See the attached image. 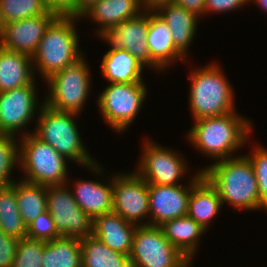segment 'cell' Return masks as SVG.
Listing matches in <instances>:
<instances>
[{"label": "cell", "instance_id": "1", "mask_svg": "<svg viewBox=\"0 0 267 267\" xmlns=\"http://www.w3.org/2000/svg\"><path fill=\"white\" fill-rule=\"evenodd\" d=\"M222 201L238 210H260L258 182L247 155H238L201 169Z\"/></svg>", "mask_w": 267, "mask_h": 267}, {"label": "cell", "instance_id": "2", "mask_svg": "<svg viewBox=\"0 0 267 267\" xmlns=\"http://www.w3.org/2000/svg\"><path fill=\"white\" fill-rule=\"evenodd\" d=\"M194 122L195 125L187 133L189 143L217 161L232 157L234 152L245 146L253 128L251 121L236 111L222 116L200 118Z\"/></svg>", "mask_w": 267, "mask_h": 267}, {"label": "cell", "instance_id": "3", "mask_svg": "<svg viewBox=\"0 0 267 267\" xmlns=\"http://www.w3.org/2000/svg\"><path fill=\"white\" fill-rule=\"evenodd\" d=\"M37 126L30 131L41 141L51 145L59 154L68 160L84 165L93 172L101 174L102 166L88 153L81 140L74 117L81 114L75 112L56 111L41 102Z\"/></svg>", "mask_w": 267, "mask_h": 267}, {"label": "cell", "instance_id": "4", "mask_svg": "<svg viewBox=\"0 0 267 267\" xmlns=\"http://www.w3.org/2000/svg\"><path fill=\"white\" fill-rule=\"evenodd\" d=\"M77 20L78 17L59 15L49 25L32 56L34 73L37 69L38 74L47 80L83 57L74 23Z\"/></svg>", "mask_w": 267, "mask_h": 267}, {"label": "cell", "instance_id": "5", "mask_svg": "<svg viewBox=\"0 0 267 267\" xmlns=\"http://www.w3.org/2000/svg\"><path fill=\"white\" fill-rule=\"evenodd\" d=\"M220 65L191 70L189 104L194 120L235 112L234 92Z\"/></svg>", "mask_w": 267, "mask_h": 267}, {"label": "cell", "instance_id": "6", "mask_svg": "<svg viewBox=\"0 0 267 267\" xmlns=\"http://www.w3.org/2000/svg\"><path fill=\"white\" fill-rule=\"evenodd\" d=\"M19 137V166L26 175L23 180L47 187L67 184V158L33 133Z\"/></svg>", "mask_w": 267, "mask_h": 267}, {"label": "cell", "instance_id": "7", "mask_svg": "<svg viewBox=\"0 0 267 267\" xmlns=\"http://www.w3.org/2000/svg\"><path fill=\"white\" fill-rule=\"evenodd\" d=\"M49 93L44 104L56 111L82 112L90 93V70L84 56L55 72L47 80Z\"/></svg>", "mask_w": 267, "mask_h": 267}, {"label": "cell", "instance_id": "8", "mask_svg": "<svg viewBox=\"0 0 267 267\" xmlns=\"http://www.w3.org/2000/svg\"><path fill=\"white\" fill-rule=\"evenodd\" d=\"M131 267H191V262L163 235L159 226H137L131 252Z\"/></svg>", "mask_w": 267, "mask_h": 267}, {"label": "cell", "instance_id": "9", "mask_svg": "<svg viewBox=\"0 0 267 267\" xmlns=\"http://www.w3.org/2000/svg\"><path fill=\"white\" fill-rule=\"evenodd\" d=\"M147 87L143 82L109 83L97 103L103 120L117 132H125L141 110Z\"/></svg>", "mask_w": 267, "mask_h": 267}, {"label": "cell", "instance_id": "10", "mask_svg": "<svg viewBox=\"0 0 267 267\" xmlns=\"http://www.w3.org/2000/svg\"><path fill=\"white\" fill-rule=\"evenodd\" d=\"M67 184L48 186L47 211L62 237L84 238L92 235L93 219L77 204Z\"/></svg>", "mask_w": 267, "mask_h": 267}, {"label": "cell", "instance_id": "11", "mask_svg": "<svg viewBox=\"0 0 267 267\" xmlns=\"http://www.w3.org/2000/svg\"><path fill=\"white\" fill-rule=\"evenodd\" d=\"M113 210L137 226L147 225L149 217V184L136 172L112 176Z\"/></svg>", "mask_w": 267, "mask_h": 267}, {"label": "cell", "instance_id": "12", "mask_svg": "<svg viewBox=\"0 0 267 267\" xmlns=\"http://www.w3.org/2000/svg\"><path fill=\"white\" fill-rule=\"evenodd\" d=\"M143 145L142 158L136 172L148 184L180 185L181 178L187 173L184 158L172 149L157 145L149 139Z\"/></svg>", "mask_w": 267, "mask_h": 267}, {"label": "cell", "instance_id": "13", "mask_svg": "<svg viewBox=\"0 0 267 267\" xmlns=\"http://www.w3.org/2000/svg\"><path fill=\"white\" fill-rule=\"evenodd\" d=\"M148 27L149 12L143 11L135 18L124 21L114 27L104 29L98 34V37L102 38V40L111 46L109 50H126L144 66L151 67L155 71H162L151 59L146 41Z\"/></svg>", "mask_w": 267, "mask_h": 267}, {"label": "cell", "instance_id": "14", "mask_svg": "<svg viewBox=\"0 0 267 267\" xmlns=\"http://www.w3.org/2000/svg\"><path fill=\"white\" fill-rule=\"evenodd\" d=\"M36 87L34 80L30 85L0 92V134L16 136L31 123L37 106L42 107L37 102Z\"/></svg>", "mask_w": 267, "mask_h": 267}, {"label": "cell", "instance_id": "15", "mask_svg": "<svg viewBox=\"0 0 267 267\" xmlns=\"http://www.w3.org/2000/svg\"><path fill=\"white\" fill-rule=\"evenodd\" d=\"M202 175L200 170L186 186L149 184L150 221H147V225L160 226L172 219L186 216L192 186Z\"/></svg>", "mask_w": 267, "mask_h": 267}, {"label": "cell", "instance_id": "16", "mask_svg": "<svg viewBox=\"0 0 267 267\" xmlns=\"http://www.w3.org/2000/svg\"><path fill=\"white\" fill-rule=\"evenodd\" d=\"M58 16L49 10L40 16L3 24L0 27V46L9 51L33 56L45 31Z\"/></svg>", "mask_w": 267, "mask_h": 267}, {"label": "cell", "instance_id": "17", "mask_svg": "<svg viewBox=\"0 0 267 267\" xmlns=\"http://www.w3.org/2000/svg\"><path fill=\"white\" fill-rule=\"evenodd\" d=\"M137 225L114 212L93 219L92 234L113 251L129 256Z\"/></svg>", "mask_w": 267, "mask_h": 267}, {"label": "cell", "instance_id": "18", "mask_svg": "<svg viewBox=\"0 0 267 267\" xmlns=\"http://www.w3.org/2000/svg\"><path fill=\"white\" fill-rule=\"evenodd\" d=\"M147 45L151 59L162 69L185 57L175 48L170 28L157 12H149Z\"/></svg>", "mask_w": 267, "mask_h": 267}, {"label": "cell", "instance_id": "19", "mask_svg": "<svg viewBox=\"0 0 267 267\" xmlns=\"http://www.w3.org/2000/svg\"><path fill=\"white\" fill-rule=\"evenodd\" d=\"M108 184L93 180H77L72 190L78 206L92 219L113 210L112 179Z\"/></svg>", "mask_w": 267, "mask_h": 267}, {"label": "cell", "instance_id": "20", "mask_svg": "<svg viewBox=\"0 0 267 267\" xmlns=\"http://www.w3.org/2000/svg\"><path fill=\"white\" fill-rule=\"evenodd\" d=\"M167 23L175 48L186 57L197 31L198 16L174 3L161 6L156 11Z\"/></svg>", "mask_w": 267, "mask_h": 267}, {"label": "cell", "instance_id": "21", "mask_svg": "<svg viewBox=\"0 0 267 267\" xmlns=\"http://www.w3.org/2000/svg\"><path fill=\"white\" fill-rule=\"evenodd\" d=\"M34 80L32 56L0 46V92L30 85Z\"/></svg>", "mask_w": 267, "mask_h": 267}, {"label": "cell", "instance_id": "22", "mask_svg": "<svg viewBox=\"0 0 267 267\" xmlns=\"http://www.w3.org/2000/svg\"><path fill=\"white\" fill-rule=\"evenodd\" d=\"M143 12L139 0H101L87 10L79 19L89 17L97 25L100 34L104 29L114 27L135 18Z\"/></svg>", "mask_w": 267, "mask_h": 267}, {"label": "cell", "instance_id": "23", "mask_svg": "<svg viewBox=\"0 0 267 267\" xmlns=\"http://www.w3.org/2000/svg\"><path fill=\"white\" fill-rule=\"evenodd\" d=\"M222 206L218 192L202 175L192 186L187 215L207 230Z\"/></svg>", "mask_w": 267, "mask_h": 267}, {"label": "cell", "instance_id": "24", "mask_svg": "<svg viewBox=\"0 0 267 267\" xmlns=\"http://www.w3.org/2000/svg\"><path fill=\"white\" fill-rule=\"evenodd\" d=\"M163 235L191 262L207 231L188 215L172 219L159 226Z\"/></svg>", "mask_w": 267, "mask_h": 267}, {"label": "cell", "instance_id": "25", "mask_svg": "<svg viewBox=\"0 0 267 267\" xmlns=\"http://www.w3.org/2000/svg\"><path fill=\"white\" fill-rule=\"evenodd\" d=\"M143 67L141 62L123 49L109 50L101 62L102 74L110 83L143 82Z\"/></svg>", "mask_w": 267, "mask_h": 267}, {"label": "cell", "instance_id": "26", "mask_svg": "<svg viewBox=\"0 0 267 267\" xmlns=\"http://www.w3.org/2000/svg\"><path fill=\"white\" fill-rule=\"evenodd\" d=\"M42 267H82L80 238L61 236L45 242Z\"/></svg>", "mask_w": 267, "mask_h": 267}, {"label": "cell", "instance_id": "27", "mask_svg": "<svg viewBox=\"0 0 267 267\" xmlns=\"http://www.w3.org/2000/svg\"><path fill=\"white\" fill-rule=\"evenodd\" d=\"M17 181L15 180L17 206L22 220L27 227L40 214L47 211L48 187L23 179Z\"/></svg>", "mask_w": 267, "mask_h": 267}, {"label": "cell", "instance_id": "28", "mask_svg": "<svg viewBox=\"0 0 267 267\" xmlns=\"http://www.w3.org/2000/svg\"><path fill=\"white\" fill-rule=\"evenodd\" d=\"M80 242L82 267H131L129 256L113 251L93 234Z\"/></svg>", "mask_w": 267, "mask_h": 267}, {"label": "cell", "instance_id": "29", "mask_svg": "<svg viewBox=\"0 0 267 267\" xmlns=\"http://www.w3.org/2000/svg\"><path fill=\"white\" fill-rule=\"evenodd\" d=\"M0 229L18 240L27 237V227L17 206L15 181L11 185L0 186Z\"/></svg>", "mask_w": 267, "mask_h": 267}, {"label": "cell", "instance_id": "30", "mask_svg": "<svg viewBox=\"0 0 267 267\" xmlns=\"http://www.w3.org/2000/svg\"><path fill=\"white\" fill-rule=\"evenodd\" d=\"M43 0H0V27L7 23L46 14Z\"/></svg>", "mask_w": 267, "mask_h": 267}, {"label": "cell", "instance_id": "31", "mask_svg": "<svg viewBox=\"0 0 267 267\" xmlns=\"http://www.w3.org/2000/svg\"><path fill=\"white\" fill-rule=\"evenodd\" d=\"M19 140L12 135L0 134V186L11 185L15 180L11 171L19 166Z\"/></svg>", "mask_w": 267, "mask_h": 267}, {"label": "cell", "instance_id": "32", "mask_svg": "<svg viewBox=\"0 0 267 267\" xmlns=\"http://www.w3.org/2000/svg\"><path fill=\"white\" fill-rule=\"evenodd\" d=\"M44 243L28 237L19 239L12 267H42Z\"/></svg>", "mask_w": 267, "mask_h": 267}, {"label": "cell", "instance_id": "33", "mask_svg": "<svg viewBox=\"0 0 267 267\" xmlns=\"http://www.w3.org/2000/svg\"><path fill=\"white\" fill-rule=\"evenodd\" d=\"M248 155L258 182L260 209H267V149L260 146Z\"/></svg>", "mask_w": 267, "mask_h": 267}, {"label": "cell", "instance_id": "34", "mask_svg": "<svg viewBox=\"0 0 267 267\" xmlns=\"http://www.w3.org/2000/svg\"><path fill=\"white\" fill-rule=\"evenodd\" d=\"M27 237L30 239L49 242L60 238L55 228V223L48 211L40 214L27 226Z\"/></svg>", "mask_w": 267, "mask_h": 267}, {"label": "cell", "instance_id": "35", "mask_svg": "<svg viewBox=\"0 0 267 267\" xmlns=\"http://www.w3.org/2000/svg\"><path fill=\"white\" fill-rule=\"evenodd\" d=\"M17 246L18 239L6 235L0 229V267H12Z\"/></svg>", "mask_w": 267, "mask_h": 267}, {"label": "cell", "instance_id": "36", "mask_svg": "<svg viewBox=\"0 0 267 267\" xmlns=\"http://www.w3.org/2000/svg\"><path fill=\"white\" fill-rule=\"evenodd\" d=\"M249 0H205V14L227 12L248 5Z\"/></svg>", "mask_w": 267, "mask_h": 267}, {"label": "cell", "instance_id": "37", "mask_svg": "<svg viewBox=\"0 0 267 267\" xmlns=\"http://www.w3.org/2000/svg\"><path fill=\"white\" fill-rule=\"evenodd\" d=\"M46 7L60 16L75 17L76 0H43Z\"/></svg>", "mask_w": 267, "mask_h": 267}, {"label": "cell", "instance_id": "38", "mask_svg": "<svg viewBox=\"0 0 267 267\" xmlns=\"http://www.w3.org/2000/svg\"><path fill=\"white\" fill-rule=\"evenodd\" d=\"M172 3L184 7L196 16L205 15V0H173Z\"/></svg>", "mask_w": 267, "mask_h": 267}, {"label": "cell", "instance_id": "39", "mask_svg": "<svg viewBox=\"0 0 267 267\" xmlns=\"http://www.w3.org/2000/svg\"><path fill=\"white\" fill-rule=\"evenodd\" d=\"M173 0H139L142 10L156 12L161 6L172 3Z\"/></svg>", "mask_w": 267, "mask_h": 267}, {"label": "cell", "instance_id": "40", "mask_svg": "<svg viewBox=\"0 0 267 267\" xmlns=\"http://www.w3.org/2000/svg\"><path fill=\"white\" fill-rule=\"evenodd\" d=\"M100 1L101 0H76L75 17L81 18L87 10Z\"/></svg>", "mask_w": 267, "mask_h": 267}, {"label": "cell", "instance_id": "41", "mask_svg": "<svg viewBox=\"0 0 267 267\" xmlns=\"http://www.w3.org/2000/svg\"><path fill=\"white\" fill-rule=\"evenodd\" d=\"M254 1V3H256V5L258 4V6H260V8H262V10L267 12V0H249V3Z\"/></svg>", "mask_w": 267, "mask_h": 267}]
</instances>
